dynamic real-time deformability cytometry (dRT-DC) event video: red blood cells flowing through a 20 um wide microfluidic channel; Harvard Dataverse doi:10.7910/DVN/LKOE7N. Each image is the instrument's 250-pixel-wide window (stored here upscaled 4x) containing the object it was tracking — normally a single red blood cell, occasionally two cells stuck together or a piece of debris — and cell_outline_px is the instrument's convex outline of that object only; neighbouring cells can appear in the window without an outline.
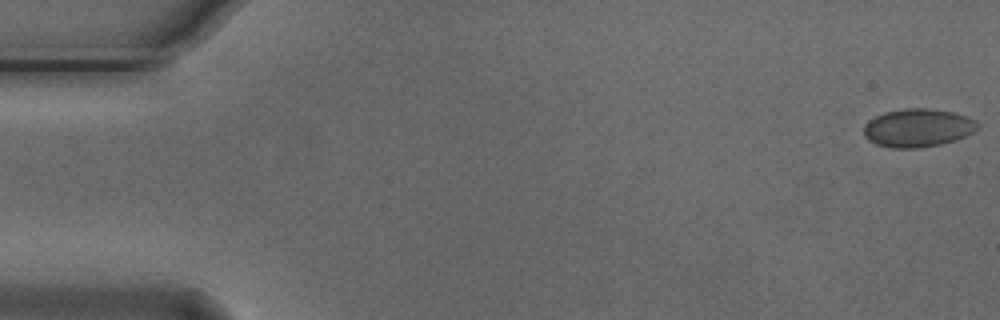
{"species": "Egyptian fruit bat (a non-hibernating species)", "species_latin": "Rousettus aegyptiacus", "temperature_condition": "cold", "stored_images_in_passage": 17, "camera_frame_rate_fps": 3000, "um_per_image_px": 0.085, "animal": {"sex": "male"}, "frame": {"image": 1, "passage_image": 1, "time_ms": 0.0, "image_size_px": [1000, 320], "cell_outline_px": [[980, 124], [972, 132], [956, 140], [940, 144], [920, 148], [892, 148], [876, 144], [868, 140], [864, 136], [864, 124], [868, 120], [884, 112], [904, 108], [928, 108], [952, 112], [976, 120]], "centroid_in_image_um": [77.98, 10.87], "position_along_channel_um": 7.0, "area_um2": 25.37}}
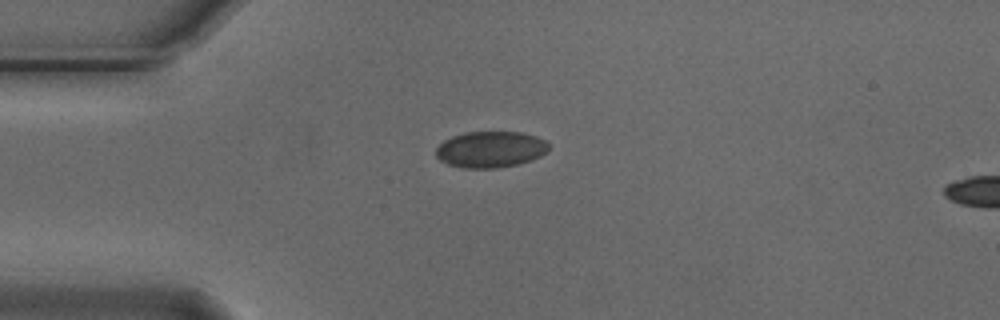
{"frame": {"image": 2, "passage_image": 14, "time_ms": 4.333, "image_size_px": [1000, 320], "cell_outline_px": [[548, 152], [532, 160], [516, 164], [496, 168], [464, 168], [448, 164], [440, 160], [436, 156], [436, 148], [444, 140], [452, 136], [464, 132], [520, 132], [536, 136], [544, 140], [548, 144]], "centroid_in_image_um": [41.69, 12.7], "position_along_channel_um": 43.3, "area_um2": 23.81}}